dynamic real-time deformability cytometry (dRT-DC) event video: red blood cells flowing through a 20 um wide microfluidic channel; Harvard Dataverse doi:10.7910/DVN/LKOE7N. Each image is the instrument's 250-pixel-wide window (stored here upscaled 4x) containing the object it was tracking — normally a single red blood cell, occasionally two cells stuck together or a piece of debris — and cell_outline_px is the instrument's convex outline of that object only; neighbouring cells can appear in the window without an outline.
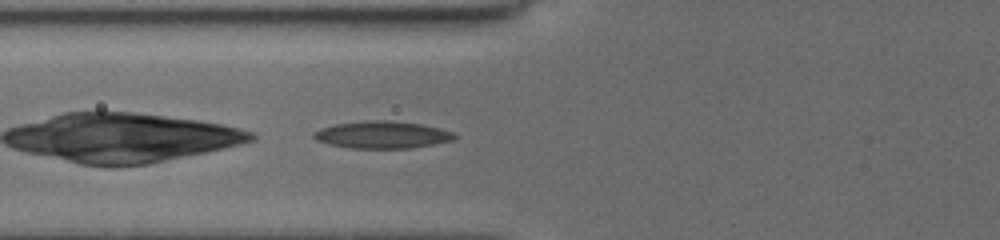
{"species": "common noctule bat (a hibernating species)", "species_latin": "Nyctalus noctula", "temperature_condition": "cold", "stored_images_in_passage": 11, "camera_frame_rate_fps": 3000, "um_per_image_px": 0.085, "animal": {"sex": "female", "body_mass_g": 19.5, "forearm_length_mm": 54.1}, "frame": {"image": 1, "passage_image": 11, "time_ms": 6.667, "image_size_px": [1000, 240], "cell_outline_px": [[456, 140], [412, 148], [348, 148], [328, 144], [316, 140], [312, 136], [312, 132], [320, 128], [336, 124], [368, 120], [388, 120], [420, 124], [440, 128], [452, 132], [456, 136]], "centroid_in_image_um": [32.47, 11.46], "position_along_channel_um": 93.3, "area_um2": 22.43}}